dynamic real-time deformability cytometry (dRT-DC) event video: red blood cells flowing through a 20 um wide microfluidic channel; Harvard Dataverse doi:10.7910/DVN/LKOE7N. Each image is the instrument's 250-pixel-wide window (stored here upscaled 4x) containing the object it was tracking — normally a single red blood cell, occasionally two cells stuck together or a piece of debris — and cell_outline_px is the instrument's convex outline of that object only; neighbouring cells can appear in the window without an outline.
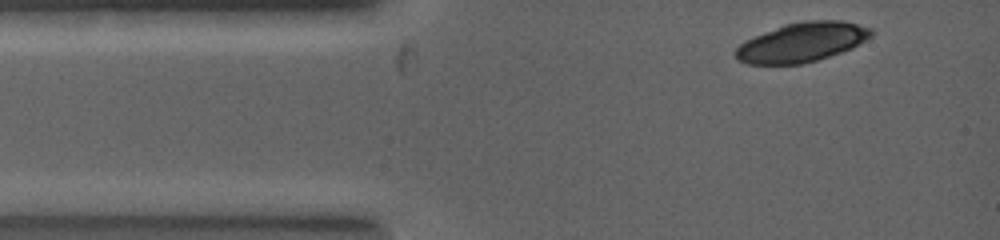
{"species": "common noctule bat (a hibernating species)", "species_latin": "Nyctalus noctula", "temperature_condition": "warm", "stored_images_in_passage": 3, "camera_frame_rate_fps": 5000, "um_per_image_px": 0.085, "animal": {"sex": "female", "body_mass_g": 19.0, "forearm_length_mm": 53.3}, "frame": {"image": 1, "passage_image": 1, "time_ms": 0.0, "image_size_px": [1000, 240], "cell_outline_px": [[872, 36], [852, 48], [816, 60], [800, 64], [748, 64], [740, 60], [736, 56], [736, 48], [740, 44], [756, 36], [784, 24], [808, 20], [840, 20], [872, 28]], "centroid_in_image_um": [68.2, 3.58], "position_along_channel_um": 16.8, "area_um2": 30.58}}